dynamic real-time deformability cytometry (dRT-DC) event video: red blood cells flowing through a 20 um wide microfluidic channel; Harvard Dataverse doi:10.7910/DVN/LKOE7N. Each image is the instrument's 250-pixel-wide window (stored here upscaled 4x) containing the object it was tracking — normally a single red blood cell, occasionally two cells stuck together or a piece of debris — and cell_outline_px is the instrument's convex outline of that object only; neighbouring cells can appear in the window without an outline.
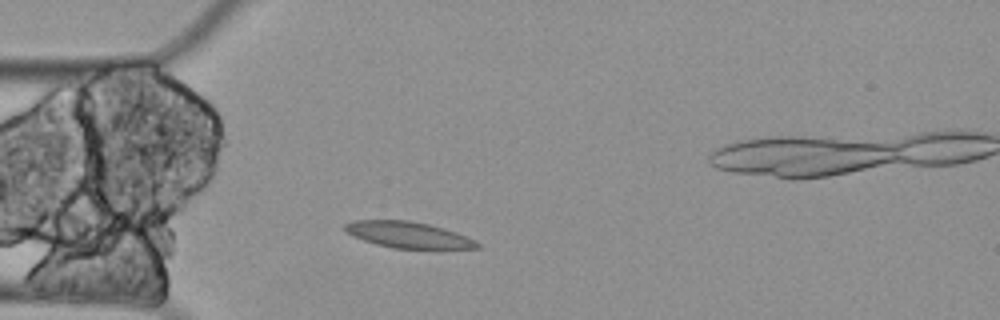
{"species": "Egyptian fruit bat (a non-hibernating species)", "species_latin": "Rousettus aegyptiacus", "temperature_condition": "cold", "stored_images_in_passage": 3, "camera_frame_rate_fps": 3000, "um_per_image_px": 0.085, "animal": {"sex": "female"}, "frame": {"image": 1, "passage_image": 3, "time_ms": 0.667, "image_size_px": [1000, 320], "cell_outline_px": [[480, 248], [392, 248], [376, 244], [352, 236], [344, 232], [344, 224], [352, 220], [408, 220], [428, 224], [444, 228], [456, 232], [476, 240], [480, 244]], "centroid_in_image_um": [34.66, 19.95], "position_along_channel_um": 50.3, "area_um2": 20.17}}